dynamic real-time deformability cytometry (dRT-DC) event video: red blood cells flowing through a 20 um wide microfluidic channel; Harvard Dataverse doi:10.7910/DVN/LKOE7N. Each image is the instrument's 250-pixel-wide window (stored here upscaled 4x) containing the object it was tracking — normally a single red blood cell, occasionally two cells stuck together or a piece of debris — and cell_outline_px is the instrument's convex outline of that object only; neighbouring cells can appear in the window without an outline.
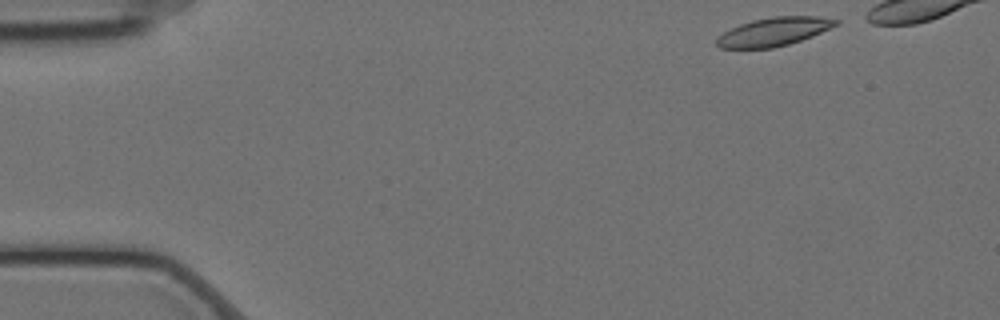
{"species": "Egyptian fruit bat (a non-hibernating species)", "species_latin": "Rousettus aegyptiacus", "temperature_condition": "cold", "stored_images_in_passage": 10, "camera_frame_rate_fps": 3000, "um_per_image_px": 0.085, "animal": {"sex": "female"}, "frame": {"image": 1, "passage_image": 1, "time_ms": 0.0, "image_size_px": [1000, 320], "cell_outline_px": [[840, 24], [812, 36], [788, 44], [772, 48], [720, 48], [716, 44], [716, 36], [740, 24], [752, 20], [772, 16], [816, 16], [840, 20]], "centroid_in_image_um": [65.78, 2.69], "position_along_channel_um": 19.2, "area_um2": 19.77}}